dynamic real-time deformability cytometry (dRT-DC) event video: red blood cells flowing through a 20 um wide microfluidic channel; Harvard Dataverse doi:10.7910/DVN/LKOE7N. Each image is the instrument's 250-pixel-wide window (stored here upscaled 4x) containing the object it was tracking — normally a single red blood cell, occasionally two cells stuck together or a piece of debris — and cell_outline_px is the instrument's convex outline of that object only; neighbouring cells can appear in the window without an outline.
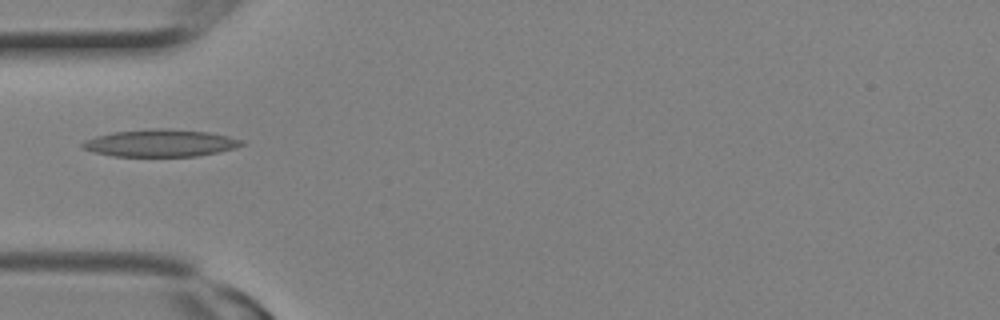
{"species": "Egyptian fruit bat (a non-hibernating species)", "species_latin": "Rousettus aegyptiacus", "temperature_condition": "room temperature", "stored_images_in_passage": 10, "camera_frame_rate_fps": 3000, "um_per_image_px": 0.085, "animal": {"sex": "female"}, "frame": {"image": 1, "passage_image": 9, "time_ms": 2.667, "image_size_px": [1000, 320], "cell_outline_px": [[244, 144], [236, 148], [220, 152], [196, 156], [112, 156], [92, 152], [80, 148], [80, 144], [84, 140], [96, 136], [112, 132], [152, 128], [164, 128], [208, 132], [228, 136], [244, 140]], "centroid_in_image_um": [13.61, 12.16], "position_along_channel_um": 71.4, "area_um2": 25.55}}